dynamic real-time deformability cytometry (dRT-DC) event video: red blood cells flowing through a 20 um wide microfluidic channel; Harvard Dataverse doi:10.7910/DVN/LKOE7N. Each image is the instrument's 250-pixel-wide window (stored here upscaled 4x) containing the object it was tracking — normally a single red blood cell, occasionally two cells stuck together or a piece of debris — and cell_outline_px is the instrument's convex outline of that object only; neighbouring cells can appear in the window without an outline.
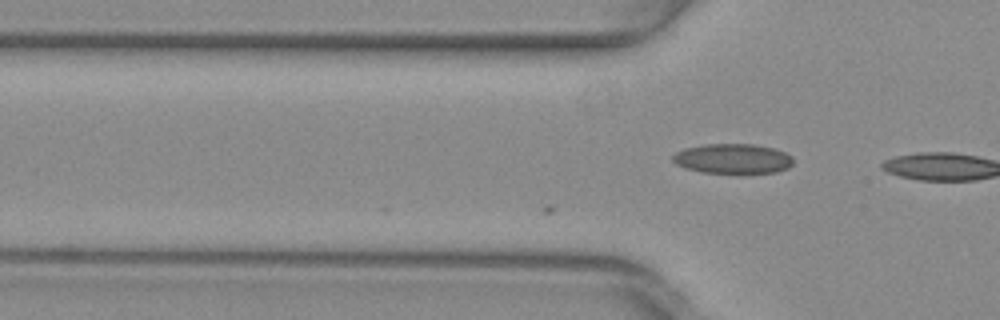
{"species": "common noctule bat (a hibernating species)", "species_latin": "Nyctalus noctula", "temperature_condition": "warm", "stored_images_in_passage": 15, "camera_frame_rate_fps": 3000, "um_per_image_px": 0.085, "animal": {"sex": "female", "body_mass_g": 29.2, "forearm_length_mm": 56.3}, "frame": {"image": 1, "passage_image": 15, "time_ms": 4.667, "image_size_px": [1000, 320], "cell_outline_px": [[792, 164], [788, 168], [776, 172], [704, 172], [684, 168], [676, 164], [672, 160], [672, 156], [676, 152], [684, 148], [704, 144], [752, 144], [772, 148], [784, 152], [792, 156]], "centroid_in_image_um": [62.25, 13.47], "position_along_channel_um": 63.5, "area_um2": 20.69}}